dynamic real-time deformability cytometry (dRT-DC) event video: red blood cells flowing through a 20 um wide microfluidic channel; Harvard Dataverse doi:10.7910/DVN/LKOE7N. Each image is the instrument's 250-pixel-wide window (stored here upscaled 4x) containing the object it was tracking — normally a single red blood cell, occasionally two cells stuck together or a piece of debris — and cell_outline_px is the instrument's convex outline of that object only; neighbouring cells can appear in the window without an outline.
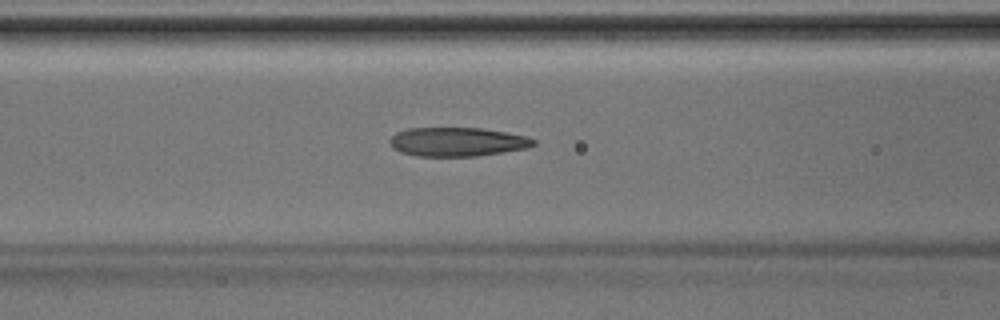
{"species": "Egyptian fruit bat (a non-hibernating species)", "species_latin": "Rousettus aegyptiacus", "temperature_condition": "room temperature", "stored_images_in_passage": 44, "camera_frame_rate_fps": 3000, "um_per_image_px": 0.085, "animal": {"sex": "male"}, "frame": {"image": 1, "passage_image": 18, "time_ms": 5.667, "image_size_px": [1000, 320], "cell_outline_px": [[536, 144], [528, 148], [476, 156], [416, 156], [400, 152], [392, 148], [388, 140], [396, 132], [408, 128], [484, 128], [508, 132], [528, 136], [536, 140]], "centroid_in_image_um": [38.88, 12.05], "position_along_channel_um": 127.7, "area_um2": 24.51}}
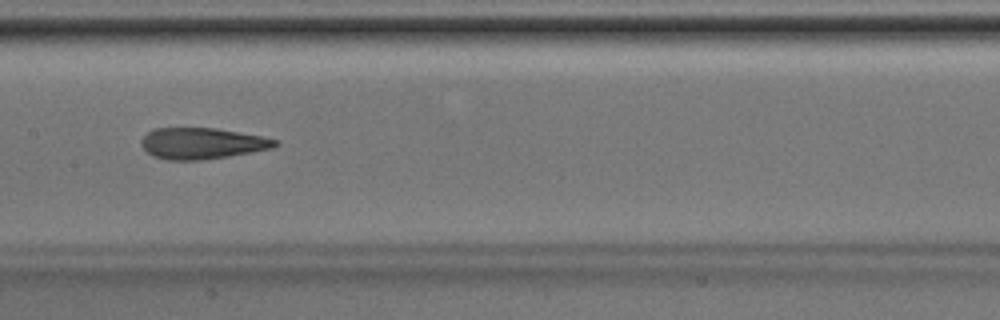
{"frame": {"image": 2, "passage_image": 22, "time_ms": 7.0, "image_size_px": [1000, 320], "cell_outline_px": [[280, 144], [272, 148], [252, 152], [228, 156], [200, 160], [168, 160], [152, 156], [140, 144], [140, 140], [148, 132], [156, 128], [216, 128], [260, 136], [280, 140]], "centroid_in_image_um": [17.18, 12.19], "position_along_channel_um": 190.2, "area_um2": 24.28}}
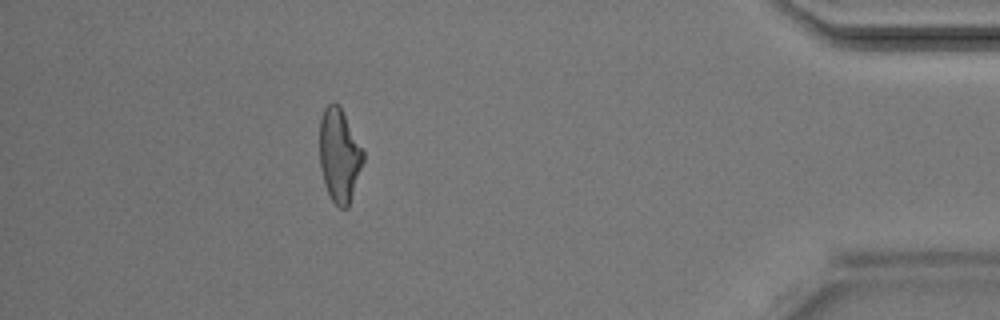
{"frame": {"image": 3, "passage_image": 39, "time_ms": 12.667, "image_size_px": [1000, 320], "cell_outline_px": [[364, 160], [348, 208], [340, 208], [332, 200], [324, 184], [320, 168], [320, 116], [324, 108], [328, 104], [340, 104], [364, 148]], "centroid_in_image_um": [28.86, 13.16], "position_along_channel_um": 406.3, "area_um2": 24.1}}